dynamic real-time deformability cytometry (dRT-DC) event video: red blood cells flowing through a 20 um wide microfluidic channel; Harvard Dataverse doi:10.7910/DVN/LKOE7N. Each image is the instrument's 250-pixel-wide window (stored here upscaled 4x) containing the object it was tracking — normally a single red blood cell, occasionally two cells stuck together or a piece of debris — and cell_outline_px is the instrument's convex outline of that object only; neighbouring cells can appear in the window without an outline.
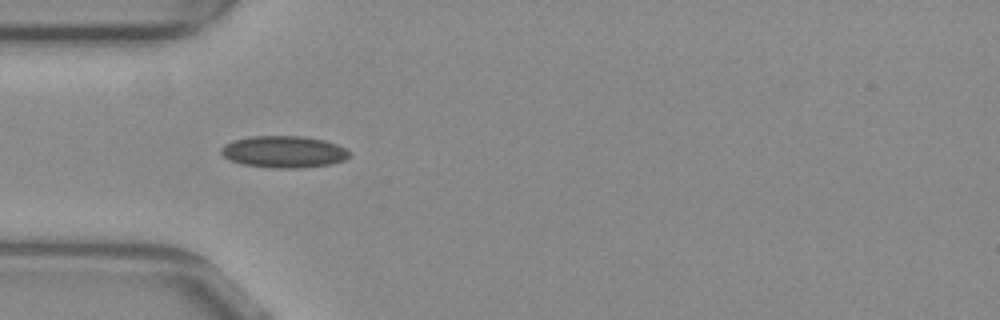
{"species": "common noctule bat (a hibernating species)", "species_latin": "Nyctalus noctula", "temperature_condition": "warm", "stored_images_in_passage": 9, "camera_frame_rate_fps": 3000, "um_per_image_px": 0.085, "animal": {"sex": "female", "body_mass_g": 29.2, "forearm_length_mm": 56.3}, "frame": {"image": 1, "passage_image": 6, "time_ms": 1.667, "image_size_px": [1000, 320], "cell_outline_px": [[348, 156], [344, 160], [328, 164], [300, 168], [272, 168], [244, 164], [232, 160], [224, 156], [220, 152], [220, 148], [224, 144], [232, 140], [252, 136], [304, 136], [324, 140], [336, 144], [344, 148], [348, 152]], "centroid_in_image_um": [24.09, 12.89], "position_along_channel_um": 60.9, "area_um2": 23.58}}